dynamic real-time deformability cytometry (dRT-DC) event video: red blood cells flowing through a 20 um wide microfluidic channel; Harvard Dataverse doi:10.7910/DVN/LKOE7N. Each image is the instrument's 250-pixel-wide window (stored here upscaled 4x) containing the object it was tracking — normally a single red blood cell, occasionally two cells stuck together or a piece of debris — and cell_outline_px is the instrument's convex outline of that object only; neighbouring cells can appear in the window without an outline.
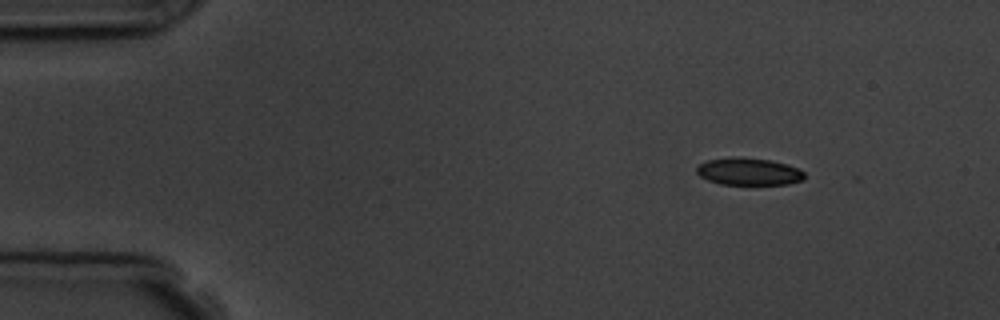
{"species": "common noctule bat (a hibernating species)", "species_latin": "Nyctalus noctula", "temperature_condition": "room temperature", "stored_images_in_passage": 5, "camera_frame_rate_fps": 3000, "um_per_image_px": 0.085, "animal": {"sex": "male", "body_mass_g": 19.5, "forearm_length_mm": 54.6}, "frame": {"image": 1, "passage_image": 2, "time_ms": 1.333, "image_size_px": [1000, 320], "cell_outline_px": [[804, 180], [788, 184], [720, 184], [708, 180], [700, 176], [696, 172], [696, 168], [700, 164], [708, 160], [732, 156], [740, 156], [772, 160], [788, 164], [804, 172]], "centroid_in_image_um": [63.64, 14.57], "position_along_channel_um": 21.4, "area_um2": 17.28}}